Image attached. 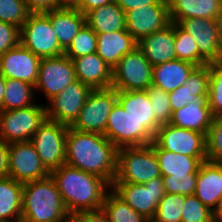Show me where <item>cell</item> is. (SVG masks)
Returning <instances> with one entry per match:
<instances>
[{"label":"cell","mask_w":222,"mask_h":222,"mask_svg":"<svg viewBox=\"0 0 222 222\" xmlns=\"http://www.w3.org/2000/svg\"><path fill=\"white\" fill-rule=\"evenodd\" d=\"M65 164L113 183L117 172L118 148L104 135L68 127Z\"/></svg>","instance_id":"cell-1"},{"label":"cell","mask_w":222,"mask_h":222,"mask_svg":"<svg viewBox=\"0 0 222 222\" xmlns=\"http://www.w3.org/2000/svg\"><path fill=\"white\" fill-rule=\"evenodd\" d=\"M69 214L102 209L111 185L103 178L66 164L50 171Z\"/></svg>","instance_id":"cell-2"},{"label":"cell","mask_w":222,"mask_h":222,"mask_svg":"<svg viewBox=\"0 0 222 222\" xmlns=\"http://www.w3.org/2000/svg\"><path fill=\"white\" fill-rule=\"evenodd\" d=\"M68 216L51 176L23 183L21 222H67Z\"/></svg>","instance_id":"cell-3"},{"label":"cell","mask_w":222,"mask_h":222,"mask_svg":"<svg viewBox=\"0 0 222 222\" xmlns=\"http://www.w3.org/2000/svg\"><path fill=\"white\" fill-rule=\"evenodd\" d=\"M158 177L161 173L151 144L118 149L117 172L113 182L145 184Z\"/></svg>","instance_id":"cell-4"},{"label":"cell","mask_w":222,"mask_h":222,"mask_svg":"<svg viewBox=\"0 0 222 222\" xmlns=\"http://www.w3.org/2000/svg\"><path fill=\"white\" fill-rule=\"evenodd\" d=\"M47 119L46 106H32L0 111V139L7 144L30 141Z\"/></svg>","instance_id":"cell-5"},{"label":"cell","mask_w":222,"mask_h":222,"mask_svg":"<svg viewBox=\"0 0 222 222\" xmlns=\"http://www.w3.org/2000/svg\"><path fill=\"white\" fill-rule=\"evenodd\" d=\"M20 43L40 58L64 55V49L45 13L29 14L20 28Z\"/></svg>","instance_id":"cell-6"},{"label":"cell","mask_w":222,"mask_h":222,"mask_svg":"<svg viewBox=\"0 0 222 222\" xmlns=\"http://www.w3.org/2000/svg\"><path fill=\"white\" fill-rule=\"evenodd\" d=\"M153 66L136 47L123 56L112 71V88L118 91L147 90L152 85Z\"/></svg>","instance_id":"cell-7"},{"label":"cell","mask_w":222,"mask_h":222,"mask_svg":"<svg viewBox=\"0 0 222 222\" xmlns=\"http://www.w3.org/2000/svg\"><path fill=\"white\" fill-rule=\"evenodd\" d=\"M116 102L117 91L114 88L93 89L70 127L81 132L104 135L109 114Z\"/></svg>","instance_id":"cell-8"},{"label":"cell","mask_w":222,"mask_h":222,"mask_svg":"<svg viewBox=\"0 0 222 222\" xmlns=\"http://www.w3.org/2000/svg\"><path fill=\"white\" fill-rule=\"evenodd\" d=\"M111 190L149 221L154 217L159 201L166 194L162 176L145 184L113 182Z\"/></svg>","instance_id":"cell-9"},{"label":"cell","mask_w":222,"mask_h":222,"mask_svg":"<svg viewBox=\"0 0 222 222\" xmlns=\"http://www.w3.org/2000/svg\"><path fill=\"white\" fill-rule=\"evenodd\" d=\"M68 127L46 119L30 140L42 163L49 171L65 164Z\"/></svg>","instance_id":"cell-10"},{"label":"cell","mask_w":222,"mask_h":222,"mask_svg":"<svg viewBox=\"0 0 222 222\" xmlns=\"http://www.w3.org/2000/svg\"><path fill=\"white\" fill-rule=\"evenodd\" d=\"M104 136L118 149L149 145L154 138L141 123L124 110L118 101L109 114Z\"/></svg>","instance_id":"cell-11"},{"label":"cell","mask_w":222,"mask_h":222,"mask_svg":"<svg viewBox=\"0 0 222 222\" xmlns=\"http://www.w3.org/2000/svg\"><path fill=\"white\" fill-rule=\"evenodd\" d=\"M8 176L18 182L41 180L50 176L31 141L8 144Z\"/></svg>","instance_id":"cell-12"},{"label":"cell","mask_w":222,"mask_h":222,"mask_svg":"<svg viewBox=\"0 0 222 222\" xmlns=\"http://www.w3.org/2000/svg\"><path fill=\"white\" fill-rule=\"evenodd\" d=\"M177 24L196 41L199 48V66L222 62V49L215 18H186Z\"/></svg>","instance_id":"cell-13"},{"label":"cell","mask_w":222,"mask_h":222,"mask_svg":"<svg viewBox=\"0 0 222 222\" xmlns=\"http://www.w3.org/2000/svg\"><path fill=\"white\" fill-rule=\"evenodd\" d=\"M75 80L73 61L65 54L58 57L41 58L35 89H41L48 102Z\"/></svg>","instance_id":"cell-14"},{"label":"cell","mask_w":222,"mask_h":222,"mask_svg":"<svg viewBox=\"0 0 222 222\" xmlns=\"http://www.w3.org/2000/svg\"><path fill=\"white\" fill-rule=\"evenodd\" d=\"M153 142L169 152H175L188 156H207L206 135L194 130L178 128L170 123L162 124Z\"/></svg>","instance_id":"cell-15"},{"label":"cell","mask_w":222,"mask_h":222,"mask_svg":"<svg viewBox=\"0 0 222 222\" xmlns=\"http://www.w3.org/2000/svg\"><path fill=\"white\" fill-rule=\"evenodd\" d=\"M93 89L75 80L46 105L47 119L71 126L77 119L88 95Z\"/></svg>","instance_id":"cell-16"},{"label":"cell","mask_w":222,"mask_h":222,"mask_svg":"<svg viewBox=\"0 0 222 222\" xmlns=\"http://www.w3.org/2000/svg\"><path fill=\"white\" fill-rule=\"evenodd\" d=\"M41 58L21 43L0 55V74L6 79L27 82L35 87Z\"/></svg>","instance_id":"cell-17"},{"label":"cell","mask_w":222,"mask_h":222,"mask_svg":"<svg viewBox=\"0 0 222 222\" xmlns=\"http://www.w3.org/2000/svg\"><path fill=\"white\" fill-rule=\"evenodd\" d=\"M126 29L138 42L170 25L169 5H147L125 12Z\"/></svg>","instance_id":"cell-18"},{"label":"cell","mask_w":222,"mask_h":222,"mask_svg":"<svg viewBox=\"0 0 222 222\" xmlns=\"http://www.w3.org/2000/svg\"><path fill=\"white\" fill-rule=\"evenodd\" d=\"M74 64L76 79L92 89L112 87V69L96 53L71 58Z\"/></svg>","instance_id":"cell-19"},{"label":"cell","mask_w":222,"mask_h":222,"mask_svg":"<svg viewBox=\"0 0 222 222\" xmlns=\"http://www.w3.org/2000/svg\"><path fill=\"white\" fill-rule=\"evenodd\" d=\"M152 66L176 59L174 22L138 41L137 46Z\"/></svg>","instance_id":"cell-20"},{"label":"cell","mask_w":222,"mask_h":222,"mask_svg":"<svg viewBox=\"0 0 222 222\" xmlns=\"http://www.w3.org/2000/svg\"><path fill=\"white\" fill-rule=\"evenodd\" d=\"M213 118L208 105V97H202L188 103L179 110L173 111L170 124L207 135Z\"/></svg>","instance_id":"cell-21"},{"label":"cell","mask_w":222,"mask_h":222,"mask_svg":"<svg viewBox=\"0 0 222 222\" xmlns=\"http://www.w3.org/2000/svg\"><path fill=\"white\" fill-rule=\"evenodd\" d=\"M194 195L214 210L222 197V163L204 161L200 164Z\"/></svg>","instance_id":"cell-22"},{"label":"cell","mask_w":222,"mask_h":222,"mask_svg":"<svg viewBox=\"0 0 222 222\" xmlns=\"http://www.w3.org/2000/svg\"><path fill=\"white\" fill-rule=\"evenodd\" d=\"M117 101L124 110L154 137L161 126L155 119L150 99L145 90L118 91Z\"/></svg>","instance_id":"cell-23"},{"label":"cell","mask_w":222,"mask_h":222,"mask_svg":"<svg viewBox=\"0 0 222 222\" xmlns=\"http://www.w3.org/2000/svg\"><path fill=\"white\" fill-rule=\"evenodd\" d=\"M50 21L60 46L65 50L77 33L86 24V17L71 2L61 9L45 13Z\"/></svg>","instance_id":"cell-24"},{"label":"cell","mask_w":222,"mask_h":222,"mask_svg":"<svg viewBox=\"0 0 222 222\" xmlns=\"http://www.w3.org/2000/svg\"><path fill=\"white\" fill-rule=\"evenodd\" d=\"M138 46L134 37L125 30L97 34L96 53L113 68L119 60Z\"/></svg>","instance_id":"cell-25"},{"label":"cell","mask_w":222,"mask_h":222,"mask_svg":"<svg viewBox=\"0 0 222 222\" xmlns=\"http://www.w3.org/2000/svg\"><path fill=\"white\" fill-rule=\"evenodd\" d=\"M197 66L193 63L174 59L153 66L152 85L161 88L166 93L182 86Z\"/></svg>","instance_id":"cell-26"},{"label":"cell","mask_w":222,"mask_h":222,"mask_svg":"<svg viewBox=\"0 0 222 222\" xmlns=\"http://www.w3.org/2000/svg\"><path fill=\"white\" fill-rule=\"evenodd\" d=\"M150 144L155 151L161 176L198 173L200 164L207 161V156H188L166 151L159 148L153 141Z\"/></svg>","instance_id":"cell-27"},{"label":"cell","mask_w":222,"mask_h":222,"mask_svg":"<svg viewBox=\"0 0 222 222\" xmlns=\"http://www.w3.org/2000/svg\"><path fill=\"white\" fill-rule=\"evenodd\" d=\"M85 17L86 24L96 34L111 33L126 29L125 12L115 1L88 11Z\"/></svg>","instance_id":"cell-28"},{"label":"cell","mask_w":222,"mask_h":222,"mask_svg":"<svg viewBox=\"0 0 222 222\" xmlns=\"http://www.w3.org/2000/svg\"><path fill=\"white\" fill-rule=\"evenodd\" d=\"M171 22L186 18H215L222 0H168Z\"/></svg>","instance_id":"cell-29"},{"label":"cell","mask_w":222,"mask_h":222,"mask_svg":"<svg viewBox=\"0 0 222 222\" xmlns=\"http://www.w3.org/2000/svg\"><path fill=\"white\" fill-rule=\"evenodd\" d=\"M23 183L0 178V222H21Z\"/></svg>","instance_id":"cell-30"},{"label":"cell","mask_w":222,"mask_h":222,"mask_svg":"<svg viewBox=\"0 0 222 222\" xmlns=\"http://www.w3.org/2000/svg\"><path fill=\"white\" fill-rule=\"evenodd\" d=\"M3 110L10 111L34 105L35 87L27 82L6 79Z\"/></svg>","instance_id":"cell-31"},{"label":"cell","mask_w":222,"mask_h":222,"mask_svg":"<svg viewBox=\"0 0 222 222\" xmlns=\"http://www.w3.org/2000/svg\"><path fill=\"white\" fill-rule=\"evenodd\" d=\"M102 210L108 216L110 222H150L142 214L133 210L112 190L107 193Z\"/></svg>","instance_id":"cell-32"},{"label":"cell","mask_w":222,"mask_h":222,"mask_svg":"<svg viewBox=\"0 0 222 222\" xmlns=\"http://www.w3.org/2000/svg\"><path fill=\"white\" fill-rule=\"evenodd\" d=\"M185 195L165 194L150 222H182Z\"/></svg>","instance_id":"cell-33"},{"label":"cell","mask_w":222,"mask_h":222,"mask_svg":"<svg viewBox=\"0 0 222 222\" xmlns=\"http://www.w3.org/2000/svg\"><path fill=\"white\" fill-rule=\"evenodd\" d=\"M97 34L87 24L77 33L70 45L64 50L69 58H78L96 52Z\"/></svg>","instance_id":"cell-34"},{"label":"cell","mask_w":222,"mask_h":222,"mask_svg":"<svg viewBox=\"0 0 222 222\" xmlns=\"http://www.w3.org/2000/svg\"><path fill=\"white\" fill-rule=\"evenodd\" d=\"M176 59L199 66V48L195 39L174 23Z\"/></svg>","instance_id":"cell-35"},{"label":"cell","mask_w":222,"mask_h":222,"mask_svg":"<svg viewBox=\"0 0 222 222\" xmlns=\"http://www.w3.org/2000/svg\"><path fill=\"white\" fill-rule=\"evenodd\" d=\"M208 105L213 117H222V62L209 64Z\"/></svg>","instance_id":"cell-36"},{"label":"cell","mask_w":222,"mask_h":222,"mask_svg":"<svg viewBox=\"0 0 222 222\" xmlns=\"http://www.w3.org/2000/svg\"><path fill=\"white\" fill-rule=\"evenodd\" d=\"M29 14L25 0H0V21L4 23L21 28Z\"/></svg>","instance_id":"cell-37"},{"label":"cell","mask_w":222,"mask_h":222,"mask_svg":"<svg viewBox=\"0 0 222 222\" xmlns=\"http://www.w3.org/2000/svg\"><path fill=\"white\" fill-rule=\"evenodd\" d=\"M156 121L162 125L170 123L172 117L168 93L161 88L151 85L147 90Z\"/></svg>","instance_id":"cell-38"},{"label":"cell","mask_w":222,"mask_h":222,"mask_svg":"<svg viewBox=\"0 0 222 222\" xmlns=\"http://www.w3.org/2000/svg\"><path fill=\"white\" fill-rule=\"evenodd\" d=\"M183 203L182 222H213V211L195 195L185 196Z\"/></svg>","instance_id":"cell-39"},{"label":"cell","mask_w":222,"mask_h":222,"mask_svg":"<svg viewBox=\"0 0 222 222\" xmlns=\"http://www.w3.org/2000/svg\"><path fill=\"white\" fill-rule=\"evenodd\" d=\"M198 173L162 176L167 194L194 195Z\"/></svg>","instance_id":"cell-40"},{"label":"cell","mask_w":222,"mask_h":222,"mask_svg":"<svg viewBox=\"0 0 222 222\" xmlns=\"http://www.w3.org/2000/svg\"><path fill=\"white\" fill-rule=\"evenodd\" d=\"M207 161L222 163V117H214L206 135Z\"/></svg>","instance_id":"cell-41"},{"label":"cell","mask_w":222,"mask_h":222,"mask_svg":"<svg viewBox=\"0 0 222 222\" xmlns=\"http://www.w3.org/2000/svg\"><path fill=\"white\" fill-rule=\"evenodd\" d=\"M209 64L197 66L189 75L188 81L193 96L208 97L209 91Z\"/></svg>","instance_id":"cell-42"},{"label":"cell","mask_w":222,"mask_h":222,"mask_svg":"<svg viewBox=\"0 0 222 222\" xmlns=\"http://www.w3.org/2000/svg\"><path fill=\"white\" fill-rule=\"evenodd\" d=\"M20 43V28L0 21V55Z\"/></svg>","instance_id":"cell-43"},{"label":"cell","mask_w":222,"mask_h":222,"mask_svg":"<svg viewBox=\"0 0 222 222\" xmlns=\"http://www.w3.org/2000/svg\"><path fill=\"white\" fill-rule=\"evenodd\" d=\"M168 97L172 112L198 99L197 96H193L188 79L178 89L169 92Z\"/></svg>","instance_id":"cell-44"},{"label":"cell","mask_w":222,"mask_h":222,"mask_svg":"<svg viewBox=\"0 0 222 222\" xmlns=\"http://www.w3.org/2000/svg\"><path fill=\"white\" fill-rule=\"evenodd\" d=\"M30 13H46L65 7L68 0H25Z\"/></svg>","instance_id":"cell-45"},{"label":"cell","mask_w":222,"mask_h":222,"mask_svg":"<svg viewBox=\"0 0 222 222\" xmlns=\"http://www.w3.org/2000/svg\"><path fill=\"white\" fill-rule=\"evenodd\" d=\"M67 222H110L102 209L71 213Z\"/></svg>","instance_id":"cell-46"},{"label":"cell","mask_w":222,"mask_h":222,"mask_svg":"<svg viewBox=\"0 0 222 222\" xmlns=\"http://www.w3.org/2000/svg\"><path fill=\"white\" fill-rule=\"evenodd\" d=\"M115 2L124 12L147 5H169L168 0H115Z\"/></svg>","instance_id":"cell-47"},{"label":"cell","mask_w":222,"mask_h":222,"mask_svg":"<svg viewBox=\"0 0 222 222\" xmlns=\"http://www.w3.org/2000/svg\"><path fill=\"white\" fill-rule=\"evenodd\" d=\"M115 0H72L71 3L84 15L97 7L114 2Z\"/></svg>","instance_id":"cell-48"},{"label":"cell","mask_w":222,"mask_h":222,"mask_svg":"<svg viewBox=\"0 0 222 222\" xmlns=\"http://www.w3.org/2000/svg\"><path fill=\"white\" fill-rule=\"evenodd\" d=\"M8 176V144L0 139V178Z\"/></svg>","instance_id":"cell-49"},{"label":"cell","mask_w":222,"mask_h":222,"mask_svg":"<svg viewBox=\"0 0 222 222\" xmlns=\"http://www.w3.org/2000/svg\"><path fill=\"white\" fill-rule=\"evenodd\" d=\"M213 222H222V197L213 210Z\"/></svg>","instance_id":"cell-50"},{"label":"cell","mask_w":222,"mask_h":222,"mask_svg":"<svg viewBox=\"0 0 222 222\" xmlns=\"http://www.w3.org/2000/svg\"><path fill=\"white\" fill-rule=\"evenodd\" d=\"M6 78L0 74V111H3V98L5 94Z\"/></svg>","instance_id":"cell-51"},{"label":"cell","mask_w":222,"mask_h":222,"mask_svg":"<svg viewBox=\"0 0 222 222\" xmlns=\"http://www.w3.org/2000/svg\"><path fill=\"white\" fill-rule=\"evenodd\" d=\"M216 21H217V26H218V37L220 41V47L222 49V6H221L220 11L217 14Z\"/></svg>","instance_id":"cell-52"}]
</instances>
